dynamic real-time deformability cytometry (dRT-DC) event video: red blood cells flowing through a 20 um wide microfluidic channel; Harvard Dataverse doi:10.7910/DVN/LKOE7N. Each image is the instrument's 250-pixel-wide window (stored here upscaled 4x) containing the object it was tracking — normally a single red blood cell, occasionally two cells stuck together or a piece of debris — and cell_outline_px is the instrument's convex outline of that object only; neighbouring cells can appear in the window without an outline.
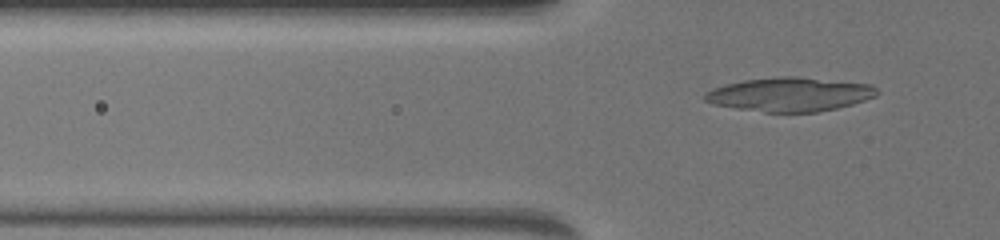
{"species": "common noctule bat (a hibernating species)", "species_latin": "Nyctalus noctula", "temperature_condition": "warm", "stored_images_in_passage": 55, "camera_frame_rate_fps": 3000, "um_per_image_px": 0.085, "animal": {"sex": "female", "body_mass_g": 19.5, "forearm_length_mm": 54.1}, "frame": {"image": 1, "passage_image": 21, "time_ms": 6.667, "image_size_px": [1000, 240], "cell_outline_px": [[880, 92], [876, 96], [852, 104], [836, 108], [816, 112], [764, 112], [736, 108], [712, 104], [704, 100], [704, 96], [712, 88], [724, 84], [744, 80], [780, 76], [796, 76], [872, 84]], "centroid_in_image_um": [67.14, 8.01], "position_along_channel_um": 58.7, "area_um2": 34.1}}
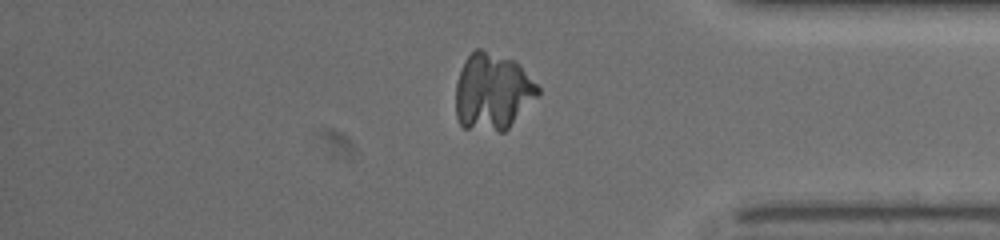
{"frame": {"image": 2, "passage_image": 54, "time_ms": 17.667, "image_size_px": [1000, 240], "cell_outline_px": [[540, 92], [508, 128], [504, 132], [500, 132], [464, 128], [460, 124], [456, 116], [456, 84], [464, 60], [476, 48], [480, 48], [512, 60], [540, 88]], "centroid_in_image_um": [41.82, 7.82], "position_along_channel_um": 393.4, "area_um2": 36.24}}